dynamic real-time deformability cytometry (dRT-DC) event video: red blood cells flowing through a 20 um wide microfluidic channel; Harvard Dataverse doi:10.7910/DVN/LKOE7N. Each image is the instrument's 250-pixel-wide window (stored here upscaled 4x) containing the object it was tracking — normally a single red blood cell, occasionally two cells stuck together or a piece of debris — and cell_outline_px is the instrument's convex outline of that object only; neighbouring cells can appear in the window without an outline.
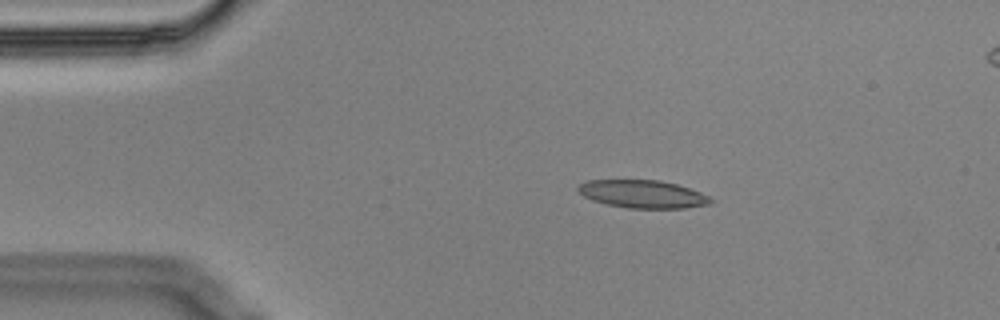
{"species": "Egyptian fruit bat (a non-hibernating species)", "species_latin": "Rousettus aegyptiacus", "temperature_condition": "cold", "stored_images_in_passage": 4, "segment_of_instrument_passage": [1, 2], "camera_frame_rate_fps": 3000, "um_per_image_px": 0.085, "animal": {"sex": "male"}, "frame": {"image": 1, "passage_image": 2, "time_ms": 0.333, "image_size_px": [1000, 320], "cell_outline_px": [[712, 204], [684, 208], [628, 208], [608, 204], [592, 200], [584, 196], [576, 188], [580, 184], [588, 180], [660, 180], [676, 184], [700, 192], [708, 196], [712, 200]], "centroid_in_image_um": [54.63, 16.49], "position_along_channel_um": 30.4, "area_um2": 21.39}}